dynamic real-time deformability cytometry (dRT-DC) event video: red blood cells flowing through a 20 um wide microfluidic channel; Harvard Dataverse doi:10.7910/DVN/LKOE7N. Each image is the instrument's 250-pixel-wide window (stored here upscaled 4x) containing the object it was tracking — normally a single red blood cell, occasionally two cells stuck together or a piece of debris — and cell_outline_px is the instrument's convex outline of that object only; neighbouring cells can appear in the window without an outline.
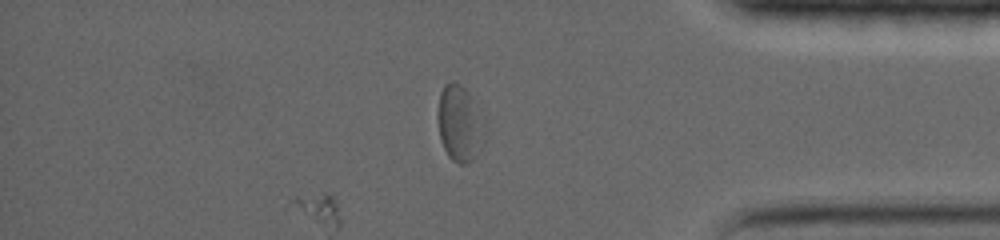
{"species": "common noctule bat (a hibernating species)", "species_latin": "Nyctalus noctula", "temperature_condition": "warm", "stored_images_in_passage": 53, "segment_of_instrument_passage": [3, 3], "camera_frame_rate_fps": 5000, "um_per_image_px": 0.085, "animal": {"sex": "female", "body_mass_g": 19.0, "forearm_length_mm": 56.7}, "frame": {"image": 1, "passage_image": 53, "time_ms": 10.6, "image_size_px": [1000, 240], "cell_outline_px": [[488, 128], [484, 144], [472, 160], [464, 164], [460, 164], [452, 160], [448, 156], [440, 140], [436, 116], [440, 92], [444, 84], [452, 80], [460, 84], [468, 92], [488, 120]], "centroid_in_image_um": [39.13, 10.49], "position_along_channel_um": 396.1, "area_um2": 21.96}}